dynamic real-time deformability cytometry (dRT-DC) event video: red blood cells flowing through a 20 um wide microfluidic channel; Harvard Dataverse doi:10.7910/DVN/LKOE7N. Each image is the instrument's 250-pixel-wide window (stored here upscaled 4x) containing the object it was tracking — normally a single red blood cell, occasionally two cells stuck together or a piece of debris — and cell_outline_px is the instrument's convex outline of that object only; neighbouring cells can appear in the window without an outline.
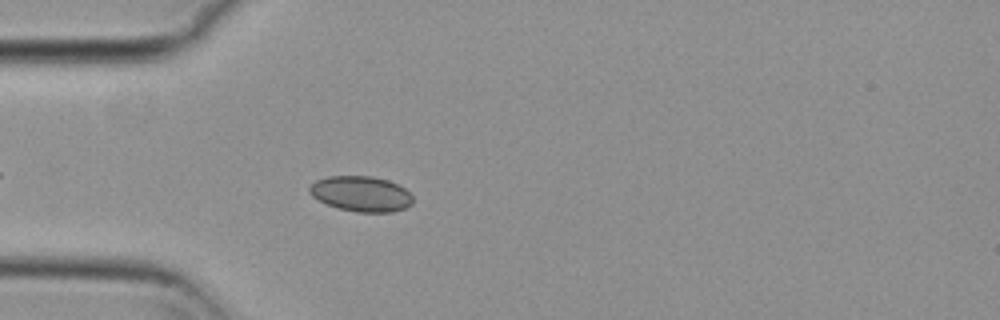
{"species": "common noctule bat (a hibernating species)", "species_latin": "Nyctalus noctula", "temperature_condition": "cold", "stored_images_in_passage": 43, "camera_frame_rate_fps": 3000, "um_per_image_px": 0.085, "animal": {"sex": "female", "body_mass_g": 29.2, "forearm_length_mm": 56.3}, "frame": {"image": 1, "passage_image": 4, "time_ms": 1.0, "image_size_px": [1000, 320], "cell_outline_px": [[412, 204], [404, 208], [392, 212], [356, 212], [336, 208], [312, 196], [308, 192], [308, 188], [316, 180], [328, 176], [372, 176], [388, 180], [404, 188], [412, 196]], "centroid_in_image_um": [30.68, 16.47], "position_along_channel_um": 54.3, "area_um2": 21.27}}
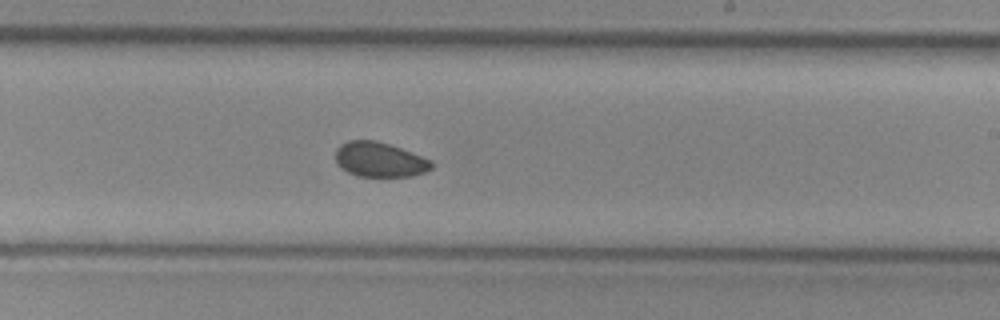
{"frame": {"image": 2, "passage_image": 21, "time_ms": 6.667, "image_size_px": [1000, 320], "cell_outline_px": [[432, 168], [424, 172], [412, 176], [356, 176], [340, 168], [336, 164], [336, 148], [340, 144], [348, 140], [376, 140], [400, 148], [432, 160]], "centroid_in_image_um": [32.23, 13.56], "position_along_channel_um": 256.8, "area_um2": 19.48}}
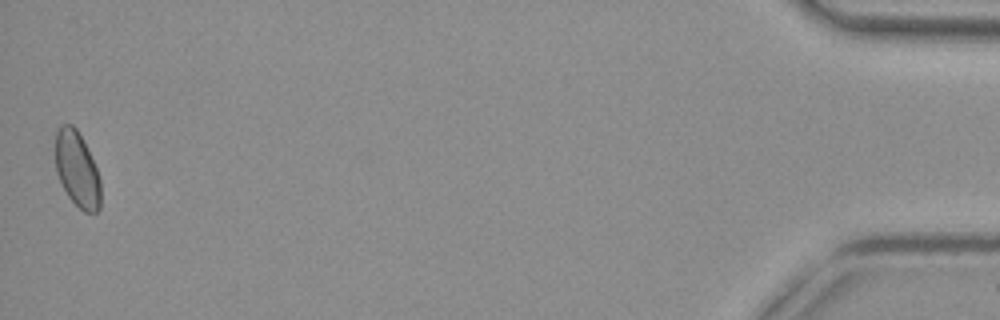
{"frame": {"image": 3, "passage_image": 43, "time_ms": 14.0, "image_size_px": [1000, 320], "cell_outline_px": [[100, 208], [96, 212], [84, 212], [68, 196], [56, 172], [56, 128], [60, 124], [72, 124], [76, 128], [96, 168], [100, 180]], "centroid_in_image_um": [6.54, 14.39], "position_along_channel_um": 428.7, "area_um2": 19.54}, "authors_computed_cell_mechanics": {"area_um2": 20.3456, "velocity_mm_per_s": 3.7001, "shape_relaxation_time_tau1_ms": 8.622, "shape_relaxation_time_tau2_ms": 7.0953, "deformation_change_tau1": 0.0395, "deformation_change_tau2": 0.0696}}